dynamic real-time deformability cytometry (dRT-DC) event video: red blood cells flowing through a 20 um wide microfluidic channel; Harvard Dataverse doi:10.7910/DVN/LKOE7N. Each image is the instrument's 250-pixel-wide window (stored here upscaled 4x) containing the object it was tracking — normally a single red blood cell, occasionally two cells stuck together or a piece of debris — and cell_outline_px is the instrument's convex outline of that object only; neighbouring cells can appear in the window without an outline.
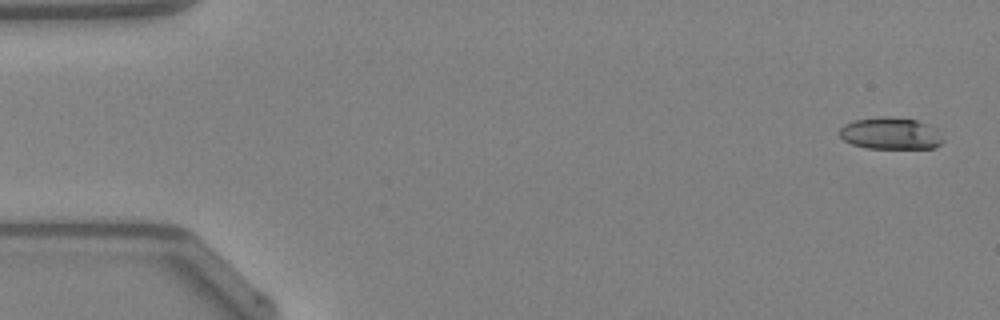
{"species": "Egyptian fruit bat (a non-hibernating species)", "species_latin": "Rousettus aegyptiacus", "temperature_condition": "warm", "stored_images_in_passage": 47, "camera_frame_rate_fps": 3000, "um_per_image_px": 0.085, "animal": {"sex": "female"}, "frame": {"image": 1, "passage_image": 1, "time_ms": 0.0, "image_size_px": [1000, 320], "cell_outline_px": [[944, 140], [936, 148], [868, 148], [852, 144], [844, 140], [840, 136], [840, 128], [844, 124], [852, 120], [884, 116], [916, 120], [928, 124], [936, 128]], "centroid_in_image_um": [75.71, 11.34], "position_along_channel_um": 9.3, "area_um2": 19.25}}
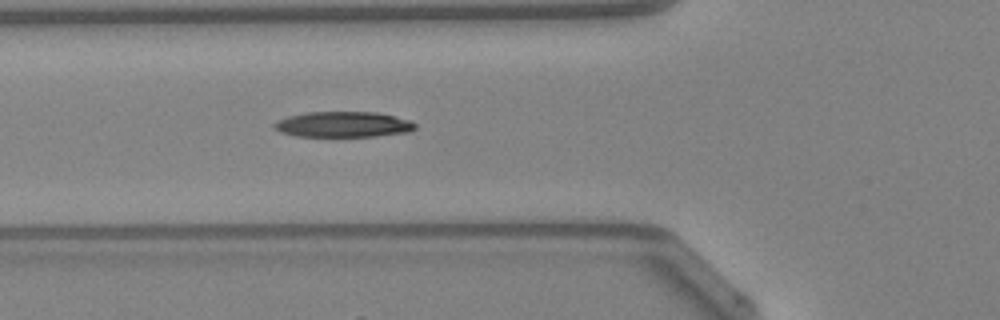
{"frame": {"image": 2, "passage_image": 17, "time_ms": 5.333, "image_size_px": [1000, 320], "cell_outline_px": [[416, 128], [408, 132], [376, 136], [296, 136], [280, 132], [272, 128], [272, 124], [288, 116], [308, 112], [376, 112], [412, 120], [416, 124]], "centroid_in_image_um": [29.18, 10.57], "position_along_channel_um": 96.6, "area_um2": 21.04}}
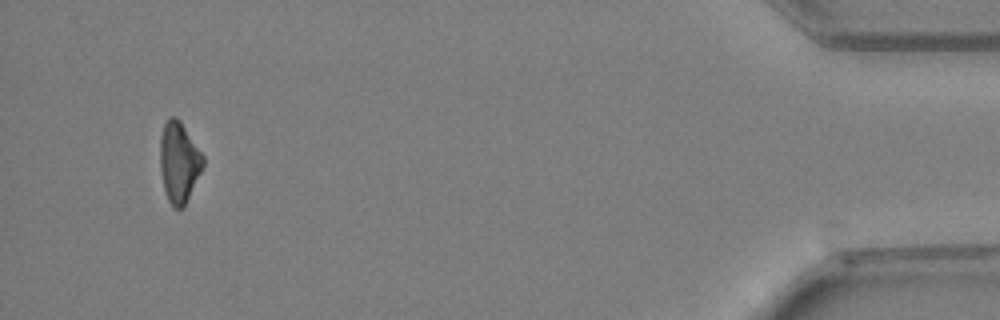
{"frame": {"image": 3, "passage_image": 45, "time_ms": 14.667, "image_size_px": [1000, 320], "cell_outline_px": [[204, 164], [184, 208], [172, 208], [164, 192], [160, 168], [160, 136], [164, 124], [172, 116], [176, 116], [180, 120], [204, 156]], "centroid_in_image_um": [15.2, 13.81], "position_along_channel_um": 420.0, "area_um2": 20.29}, "authors_computed_cell_mechanics": {"area_um2": 20.519, "velocity_mm_per_s": 4.2923, "shape_relaxation_time_tau1_ms": 3.3796, "shape_relaxation_time_tau2_ms": null, "deformation_change_tau1": 0.1295, "deformation_change_tau2": null}}